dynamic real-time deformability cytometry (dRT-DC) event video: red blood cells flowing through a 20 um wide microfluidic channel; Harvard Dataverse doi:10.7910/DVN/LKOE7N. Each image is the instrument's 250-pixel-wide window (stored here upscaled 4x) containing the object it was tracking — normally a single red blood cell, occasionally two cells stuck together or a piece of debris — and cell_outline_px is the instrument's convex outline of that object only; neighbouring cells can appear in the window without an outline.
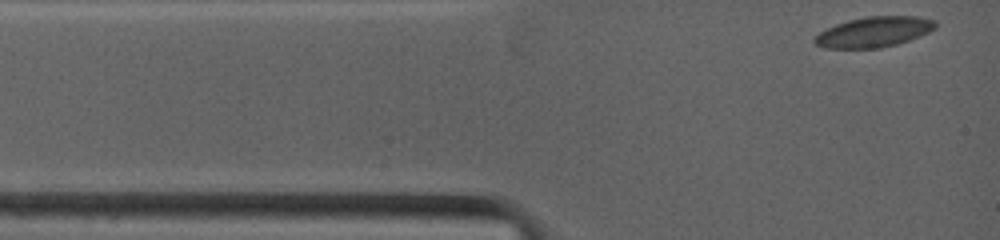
{"species": "common noctule bat (a hibernating species)", "species_latin": "Nyctalus noctula", "temperature_condition": "warm", "stored_images_in_passage": 32, "camera_frame_rate_fps": 4500, "um_per_image_px": 0.085, "animal": {"sex": "female", "body_mass_g": 19.0, "forearm_length_mm": 53.3}, "frame": {"image": 1, "passage_image": 1, "time_ms": 0.0, "image_size_px": [1000, 240], "cell_outline_px": [[936, 28], [928, 32], [908, 40], [896, 44], [880, 48], [824, 48], [816, 44], [812, 40], [820, 32], [836, 24], [848, 20], [868, 16], [920, 16], [936, 20]], "centroid_in_image_um": [74.29, 2.71], "position_along_channel_um": 10.7, "area_um2": 21.27}}
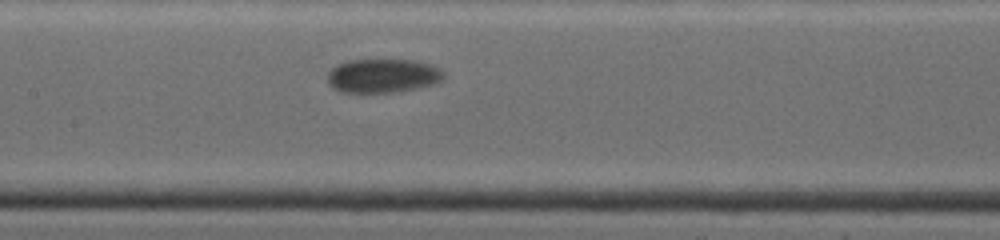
{"frame": {"image": 2, "passage_image": 14, "time_ms": 5.556, "image_size_px": [1000, 240], "cell_outline_px": [[444, 76], [440, 80], [432, 84], [420, 88], [400, 92], [340, 92], [332, 88], [328, 84], [328, 72], [336, 64], [348, 60], [412, 60], [432, 64], [440, 68], [444, 72]], "centroid_in_image_um": [32.53, 6.44], "position_along_channel_um": 174.9, "area_um2": 23.18}}
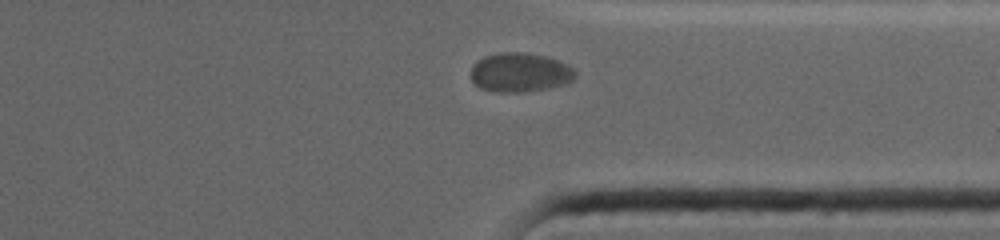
{"frame": {"image": 3, "passage_image": 28, "time_ms": 10.889, "image_size_px": [1000, 240], "cell_outline_px": [[576, 76], [572, 80], [564, 84], [524, 92], [492, 92], [480, 88], [472, 80], [472, 64], [476, 60], [484, 56], [504, 52], [524, 52], [544, 56], [568, 64], [576, 72]], "centroid_in_image_um": [44.17, 6.15], "position_along_channel_um": 367.2, "area_um2": 23.76}, "authors_computed_cell_mechanics": {"area_um2": 22.3397, "velocity_mm_per_s": 3.6053, "shape_relaxation_time_tau1_ms": 2.6576, "shape_relaxation_time_tau2_ms": null, "deformation_change_tau1": 0.0338, "deformation_change_tau2": null}}